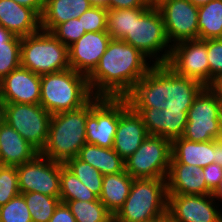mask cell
<instances>
[{
    "label": "cell",
    "mask_w": 222,
    "mask_h": 222,
    "mask_svg": "<svg viewBox=\"0 0 222 222\" xmlns=\"http://www.w3.org/2000/svg\"><path fill=\"white\" fill-rule=\"evenodd\" d=\"M13 36L11 32L0 25V45H4V43L8 42Z\"/></svg>",
    "instance_id": "f6af8a7d"
},
{
    "label": "cell",
    "mask_w": 222,
    "mask_h": 222,
    "mask_svg": "<svg viewBox=\"0 0 222 222\" xmlns=\"http://www.w3.org/2000/svg\"><path fill=\"white\" fill-rule=\"evenodd\" d=\"M163 0H148L149 4L151 6H157L160 2H162Z\"/></svg>",
    "instance_id": "f5cc1de1"
},
{
    "label": "cell",
    "mask_w": 222,
    "mask_h": 222,
    "mask_svg": "<svg viewBox=\"0 0 222 222\" xmlns=\"http://www.w3.org/2000/svg\"><path fill=\"white\" fill-rule=\"evenodd\" d=\"M28 206L32 222H49L61 202L60 197H51L39 192L21 194Z\"/></svg>",
    "instance_id": "f546056e"
},
{
    "label": "cell",
    "mask_w": 222,
    "mask_h": 222,
    "mask_svg": "<svg viewBox=\"0 0 222 222\" xmlns=\"http://www.w3.org/2000/svg\"><path fill=\"white\" fill-rule=\"evenodd\" d=\"M40 79L39 104L51 115L80 108L94 96L87 76L71 68L41 75Z\"/></svg>",
    "instance_id": "277c9868"
},
{
    "label": "cell",
    "mask_w": 222,
    "mask_h": 222,
    "mask_svg": "<svg viewBox=\"0 0 222 222\" xmlns=\"http://www.w3.org/2000/svg\"><path fill=\"white\" fill-rule=\"evenodd\" d=\"M154 64L137 48L111 39L94 71L87 77L94 96L124 97Z\"/></svg>",
    "instance_id": "7a4b0ae2"
},
{
    "label": "cell",
    "mask_w": 222,
    "mask_h": 222,
    "mask_svg": "<svg viewBox=\"0 0 222 222\" xmlns=\"http://www.w3.org/2000/svg\"><path fill=\"white\" fill-rule=\"evenodd\" d=\"M148 0H109V9L148 8Z\"/></svg>",
    "instance_id": "ab89813d"
},
{
    "label": "cell",
    "mask_w": 222,
    "mask_h": 222,
    "mask_svg": "<svg viewBox=\"0 0 222 222\" xmlns=\"http://www.w3.org/2000/svg\"><path fill=\"white\" fill-rule=\"evenodd\" d=\"M111 39L107 31L85 33L68 47L70 68L88 77L98 65Z\"/></svg>",
    "instance_id": "2e32d148"
},
{
    "label": "cell",
    "mask_w": 222,
    "mask_h": 222,
    "mask_svg": "<svg viewBox=\"0 0 222 222\" xmlns=\"http://www.w3.org/2000/svg\"><path fill=\"white\" fill-rule=\"evenodd\" d=\"M21 37L13 36L0 45V81L21 66Z\"/></svg>",
    "instance_id": "d6a6232c"
},
{
    "label": "cell",
    "mask_w": 222,
    "mask_h": 222,
    "mask_svg": "<svg viewBox=\"0 0 222 222\" xmlns=\"http://www.w3.org/2000/svg\"><path fill=\"white\" fill-rule=\"evenodd\" d=\"M20 194L39 192L60 197V163L38 154L16 167Z\"/></svg>",
    "instance_id": "4fadbf2b"
},
{
    "label": "cell",
    "mask_w": 222,
    "mask_h": 222,
    "mask_svg": "<svg viewBox=\"0 0 222 222\" xmlns=\"http://www.w3.org/2000/svg\"><path fill=\"white\" fill-rule=\"evenodd\" d=\"M5 105L6 102L0 97V126L5 121Z\"/></svg>",
    "instance_id": "c3c4849f"
},
{
    "label": "cell",
    "mask_w": 222,
    "mask_h": 222,
    "mask_svg": "<svg viewBox=\"0 0 222 222\" xmlns=\"http://www.w3.org/2000/svg\"><path fill=\"white\" fill-rule=\"evenodd\" d=\"M148 136L142 117L128 106L119 116L113 149L125 161Z\"/></svg>",
    "instance_id": "d6986e66"
},
{
    "label": "cell",
    "mask_w": 222,
    "mask_h": 222,
    "mask_svg": "<svg viewBox=\"0 0 222 222\" xmlns=\"http://www.w3.org/2000/svg\"><path fill=\"white\" fill-rule=\"evenodd\" d=\"M49 222H76L66 203L60 202Z\"/></svg>",
    "instance_id": "60d3db41"
},
{
    "label": "cell",
    "mask_w": 222,
    "mask_h": 222,
    "mask_svg": "<svg viewBox=\"0 0 222 222\" xmlns=\"http://www.w3.org/2000/svg\"><path fill=\"white\" fill-rule=\"evenodd\" d=\"M221 107L217 94L210 87H204L187 112L188 121L182 137L197 143L218 139Z\"/></svg>",
    "instance_id": "9c48e42d"
},
{
    "label": "cell",
    "mask_w": 222,
    "mask_h": 222,
    "mask_svg": "<svg viewBox=\"0 0 222 222\" xmlns=\"http://www.w3.org/2000/svg\"><path fill=\"white\" fill-rule=\"evenodd\" d=\"M133 180L134 178L125 170L116 174L104 175L99 200L113 215L126 201L130 194Z\"/></svg>",
    "instance_id": "d4e9b609"
},
{
    "label": "cell",
    "mask_w": 222,
    "mask_h": 222,
    "mask_svg": "<svg viewBox=\"0 0 222 222\" xmlns=\"http://www.w3.org/2000/svg\"><path fill=\"white\" fill-rule=\"evenodd\" d=\"M76 157L97 169L102 175L116 174L125 170V161L113 148H102L86 143Z\"/></svg>",
    "instance_id": "484cf974"
},
{
    "label": "cell",
    "mask_w": 222,
    "mask_h": 222,
    "mask_svg": "<svg viewBox=\"0 0 222 222\" xmlns=\"http://www.w3.org/2000/svg\"><path fill=\"white\" fill-rule=\"evenodd\" d=\"M171 157V141L149 135L138 150L125 160V171L132 178L166 179Z\"/></svg>",
    "instance_id": "30bf717a"
},
{
    "label": "cell",
    "mask_w": 222,
    "mask_h": 222,
    "mask_svg": "<svg viewBox=\"0 0 222 222\" xmlns=\"http://www.w3.org/2000/svg\"><path fill=\"white\" fill-rule=\"evenodd\" d=\"M39 152L7 122L0 126V165L19 166L33 160Z\"/></svg>",
    "instance_id": "7402d4cb"
},
{
    "label": "cell",
    "mask_w": 222,
    "mask_h": 222,
    "mask_svg": "<svg viewBox=\"0 0 222 222\" xmlns=\"http://www.w3.org/2000/svg\"><path fill=\"white\" fill-rule=\"evenodd\" d=\"M107 12V8L92 6L78 19L81 20V25L86 33L107 31Z\"/></svg>",
    "instance_id": "d590c367"
},
{
    "label": "cell",
    "mask_w": 222,
    "mask_h": 222,
    "mask_svg": "<svg viewBox=\"0 0 222 222\" xmlns=\"http://www.w3.org/2000/svg\"><path fill=\"white\" fill-rule=\"evenodd\" d=\"M0 25L22 38L41 29V18L32 9L13 0H0Z\"/></svg>",
    "instance_id": "44dd1931"
},
{
    "label": "cell",
    "mask_w": 222,
    "mask_h": 222,
    "mask_svg": "<svg viewBox=\"0 0 222 222\" xmlns=\"http://www.w3.org/2000/svg\"><path fill=\"white\" fill-rule=\"evenodd\" d=\"M207 55L210 67V86L222 75V38L207 39Z\"/></svg>",
    "instance_id": "74e56055"
},
{
    "label": "cell",
    "mask_w": 222,
    "mask_h": 222,
    "mask_svg": "<svg viewBox=\"0 0 222 222\" xmlns=\"http://www.w3.org/2000/svg\"><path fill=\"white\" fill-rule=\"evenodd\" d=\"M0 222H32L30 211L21 194L0 206Z\"/></svg>",
    "instance_id": "836d02e7"
},
{
    "label": "cell",
    "mask_w": 222,
    "mask_h": 222,
    "mask_svg": "<svg viewBox=\"0 0 222 222\" xmlns=\"http://www.w3.org/2000/svg\"><path fill=\"white\" fill-rule=\"evenodd\" d=\"M166 179L134 178L130 194L114 215V222H148L167 213Z\"/></svg>",
    "instance_id": "5b68a950"
},
{
    "label": "cell",
    "mask_w": 222,
    "mask_h": 222,
    "mask_svg": "<svg viewBox=\"0 0 222 222\" xmlns=\"http://www.w3.org/2000/svg\"><path fill=\"white\" fill-rule=\"evenodd\" d=\"M91 7L89 0H45L41 29L52 32L59 24L79 18Z\"/></svg>",
    "instance_id": "cb8c5ba5"
},
{
    "label": "cell",
    "mask_w": 222,
    "mask_h": 222,
    "mask_svg": "<svg viewBox=\"0 0 222 222\" xmlns=\"http://www.w3.org/2000/svg\"><path fill=\"white\" fill-rule=\"evenodd\" d=\"M20 194L16 166L0 165V206Z\"/></svg>",
    "instance_id": "e575fe53"
},
{
    "label": "cell",
    "mask_w": 222,
    "mask_h": 222,
    "mask_svg": "<svg viewBox=\"0 0 222 222\" xmlns=\"http://www.w3.org/2000/svg\"><path fill=\"white\" fill-rule=\"evenodd\" d=\"M98 198L102 190L103 177L97 169L74 157L64 164Z\"/></svg>",
    "instance_id": "4dcf8cb0"
},
{
    "label": "cell",
    "mask_w": 222,
    "mask_h": 222,
    "mask_svg": "<svg viewBox=\"0 0 222 222\" xmlns=\"http://www.w3.org/2000/svg\"><path fill=\"white\" fill-rule=\"evenodd\" d=\"M167 212L177 222H222V205L212 194H168Z\"/></svg>",
    "instance_id": "9a60e30c"
},
{
    "label": "cell",
    "mask_w": 222,
    "mask_h": 222,
    "mask_svg": "<svg viewBox=\"0 0 222 222\" xmlns=\"http://www.w3.org/2000/svg\"><path fill=\"white\" fill-rule=\"evenodd\" d=\"M206 186L214 192L222 180V166L212 163L203 168Z\"/></svg>",
    "instance_id": "f35d334b"
},
{
    "label": "cell",
    "mask_w": 222,
    "mask_h": 222,
    "mask_svg": "<svg viewBox=\"0 0 222 222\" xmlns=\"http://www.w3.org/2000/svg\"><path fill=\"white\" fill-rule=\"evenodd\" d=\"M51 33L64 45L69 47L79 40L86 32L81 25V20L73 18L59 24Z\"/></svg>",
    "instance_id": "8d00e7d4"
},
{
    "label": "cell",
    "mask_w": 222,
    "mask_h": 222,
    "mask_svg": "<svg viewBox=\"0 0 222 222\" xmlns=\"http://www.w3.org/2000/svg\"><path fill=\"white\" fill-rule=\"evenodd\" d=\"M0 97L6 103L39 104L40 75L20 66L0 81Z\"/></svg>",
    "instance_id": "e0dca14e"
},
{
    "label": "cell",
    "mask_w": 222,
    "mask_h": 222,
    "mask_svg": "<svg viewBox=\"0 0 222 222\" xmlns=\"http://www.w3.org/2000/svg\"><path fill=\"white\" fill-rule=\"evenodd\" d=\"M212 195L222 205V180Z\"/></svg>",
    "instance_id": "7dc6e473"
},
{
    "label": "cell",
    "mask_w": 222,
    "mask_h": 222,
    "mask_svg": "<svg viewBox=\"0 0 222 222\" xmlns=\"http://www.w3.org/2000/svg\"><path fill=\"white\" fill-rule=\"evenodd\" d=\"M203 168L186 164H170L166 178L168 194L207 195L213 192L206 186Z\"/></svg>",
    "instance_id": "ffe728a7"
},
{
    "label": "cell",
    "mask_w": 222,
    "mask_h": 222,
    "mask_svg": "<svg viewBox=\"0 0 222 222\" xmlns=\"http://www.w3.org/2000/svg\"><path fill=\"white\" fill-rule=\"evenodd\" d=\"M107 32L112 39L123 40L131 33L133 26V8L109 9L107 12Z\"/></svg>",
    "instance_id": "1f68e13d"
},
{
    "label": "cell",
    "mask_w": 222,
    "mask_h": 222,
    "mask_svg": "<svg viewBox=\"0 0 222 222\" xmlns=\"http://www.w3.org/2000/svg\"><path fill=\"white\" fill-rule=\"evenodd\" d=\"M137 48L154 65L166 64L172 45L170 44L162 15L156 6L133 8V26L122 40Z\"/></svg>",
    "instance_id": "8992f818"
},
{
    "label": "cell",
    "mask_w": 222,
    "mask_h": 222,
    "mask_svg": "<svg viewBox=\"0 0 222 222\" xmlns=\"http://www.w3.org/2000/svg\"><path fill=\"white\" fill-rule=\"evenodd\" d=\"M155 222H177L168 212L155 220Z\"/></svg>",
    "instance_id": "681fc988"
},
{
    "label": "cell",
    "mask_w": 222,
    "mask_h": 222,
    "mask_svg": "<svg viewBox=\"0 0 222 222\" xmlns=\"http://www.w3.org/2000/svg\"><path fill=\"white\" fill-rule=\"evenodd\" d=\"M219 126H220V134H219L218 139L222 140V107H221L220 117H219Z\"/></svg>",
    "instance_id": "816d5d0a"
},
{
    "label": "cell",
    "mask_w": 222,
    "mask_h": 222,
    "mask_svg": "<svg viewBox=\"0 0 222 222\" xmlns=\"http://www.w3.org/2000/svg\"><path fill=\"white\" fill-rule=\"evenodd\" d=\"M171 45L198 39V7L189 0H163L157 6Z\"/></svg>",
    "instance_id": "5bb4252c"
},
{
    "label": "cell",
    "mask_w": 222,
    "mask_h": 222,
    "mask_svg": "<svg viewBox=\"0 0 222 222\" xmlns=\"http://www.w3.org/2000/svg\"><path fill=\"white\" fill-rule=\"evenodd\" d=\"M210 88L217 94L218 98L222 102V75L214 80Z\"/></svg>",
    "instance_id": "ee69618b"
},
{
    "label": "cell",
    "mask_w": 222,
    "mask_h": 222,
    "mask_svg": "<svg viewBox=\"0 0 222 222\" xmlns=\"http://www.w3.org/2000/svg\"><path fill=\"white\" fill-rule=\"evenodd\" d=\"M21 6L32 9L40 18L45 7V0H13Z\"/></svg>",
    "instance_id": "b9f144b4"
},
{
    "label": "cell",
    "mask_w": 222,
    "mask_h": 222,
    "mask_svg": "<svg viewBox=\"0 0 222 222\" xmlns=\"http://www.w3.org/2000/svg\"><path fill=\"white\" fill-rule=\"evenodd\" d=\"M204 86L197 80L177 75L167 64L153 65L124 96L128 106L188 111Z\"/></svg>",
    "instance_id": "6da1fadb"
},
{
    "label": "cell",
    "mask_w": 222,
    "mask_h": 222,
    "mask_svg": "<svg viewBox=\"0 0 222 222\" xmlns=\"http://www.w3.org/2000/svg\"><path fill=\"white\" fill-rule=\"evenodd\" d=\"M189 1L192 2L195 6L199 7L209 3L212 0H189Z\"/></svg>",
    "instance_id": "f907efd6"
},
{
    "label": "cell",
    "mask_w": 222,
    "mask_h": 222,
    "mask_svg": "<svg viewBox=\"0 0 222 222\" xmlns=\"http://www.w3.org/2000/svg\"><path fill=\"white\" fill-rule=\"evenodd\" d=\"M128 107L124 97L91 98V113L86 118V143L113 148L120 114Z\"/></svg>",
    "instance_id": "ba28073f"
},
{
    "label": "cell",
    "mask_w": 222,
    "mask_h": 222,
    "mask_svg": "<svg viewBox=\"0 0 222 222\" xmlns=\"http://www.w3.org/2000/svg\"><path fill=\"white\" fill-rule=\"evenodd\" d=\"M20 58L23 68L40 76L70 68L68 47L42 29L21 38Z\"/></svg>",
    "instance_id": "52a82bcc"
},
{
    "label": "cell",
    "mask_w": 222,
    "mask_h": 222,
    "mask_svg": "<svg viewBox=\"0 0 222 222\" xmlns=\"http://www.w3.org/2000/svg\"><path fill=\"white\" fill-rule=\"evenodd\" d=\"M76 222H114V215L99 200L96 201H67Z\"/></svg>",
    "instance_id": "f1b7e54d"
},
{
    "label": "cell",
    "mask_w": 222,
    "mask_h": 222,
    "mask_svg": "<svg viewBox=\"0 0 222 222\" xmlns=\"http://www.w3.org/2000/svg\"><path fill=\"white\" fill-rule=\"evenodd\" d=\"M92 6L104 7L109 10V0H89Z\"/></svg>",
    "instance_id": "bcb514c9"
},
{
    "label": "cell",
    "mask_w": 222,
    "mask_h": 222,
    "mask_svg": "<svg viewBox=\"0 0 222 222\" xmlns=\"http://www.w3.org/2000/svg\"><path fill=\"white\" fill-rule=\"evenodd\" d=\"M213 148H214V163L222 166V140L215 139L213 140Z\"/></svg>",
    "instance_id": "7bdbcfd3"
},
{
    "label": "cell",
    "mask_w": 222,
    "mask_h": 222,
    "mask_svg": "<svg viewBox=\"0 0 222 222\" xmlns=\"http://www.w3.org/2000/svg\"><path fill=\"white\" fill-rule=\"evenodd\" d=\"M177 75L188 77L210 87L207 39L180 41L172 45L166 63Z\"/></svg>",
    "instance_id": "7c38bea8"
},
{
    "label": "cell",
    "mask_w": 222,
    "mask_h": 222,
    "mask_svg": "<svg viewBox=\"0 0 222 222\" xmlns=\"http://www.w3.org/2000/svg\"><path fill=\"white\" fill-rule=\"evenodd\" d=\"M91 113V99L82 107L51 115L46 144L39 153L65 164L76 157L86 144V118Z\"/></svg>",
    "instance_id": "3957f363"
},
{
    "label": "cell",
    "mask_w": 222,
    "mask_h": 222,
    "mask_svg": "<svg viewBox=\"0 0 222 222\" xmlns=\"http://www.w3.org/2000/svg\"><path fill=\"white\" fill-rule=\"evenodd\" d=\"M136 112L142 117L148 135L160 136L172 142L184 134L188 111L139 108Z\"/></svg>",
    "instance_id": "ac0fdd59"
},
{
    "label": "cell",
    "mask_w": 222,
    "mask_h": 222,
    "mask_svg": "<svg viewBox=\"0 0 222 222\" xmlns=\"http://www.w3.org/2000/svg\"><path fill=\"white\" fill-rule=\"evenodd\" d=\"M198 39L222 38V0H212L198 7Z\"/></svg>",
    "instance_id": "4316f807"
},
{
    "label": "cell",
    "mask_w": 222,
    "mask_h": 222,
    "mask_svg": "<svg viewBox=\"0 0 222 222\" xmlns=\"http://www.w3.org/2000/svg\"><path fill=\"white\" fill-rule=\"evenodd\" d=\"M51 114L40 104L6 103L5 122L39 153L46 144Z\"/></svg>",
    "instance_id": "8fae6325"
},
{
    "label": "cell",
    "mask_w": 222,
    "mask_h": 222,
    "mask_svg": "<svg viewBox=\"0 0 222 222\" xmlns=\"http://www.w3.org/2000/svg\"><path fill=\"white\" fill-rule=\"evenodd\" d=\"M171 150L170 164H186L205 168L214 163L213 140L197 143L181 137L171 142Z\"/></svg>",
    "instance_id": "603a6c76"
},
{
    "label": "cell",
    "mask_w": 222,
    "mask_h": 222,
    "mask_svg": "<svg viewBox=\"0 0 222 222\" xmlns=\"http://www.w3.org/2000/svg\"><path fill=\"white\" fill-rule=\"evenodd\" d=\"M98 197L90 191L64 164L60 163V200L96 201Z\"/></svg>",
    "instance_id": "83f0119b"
}]
</instances>
